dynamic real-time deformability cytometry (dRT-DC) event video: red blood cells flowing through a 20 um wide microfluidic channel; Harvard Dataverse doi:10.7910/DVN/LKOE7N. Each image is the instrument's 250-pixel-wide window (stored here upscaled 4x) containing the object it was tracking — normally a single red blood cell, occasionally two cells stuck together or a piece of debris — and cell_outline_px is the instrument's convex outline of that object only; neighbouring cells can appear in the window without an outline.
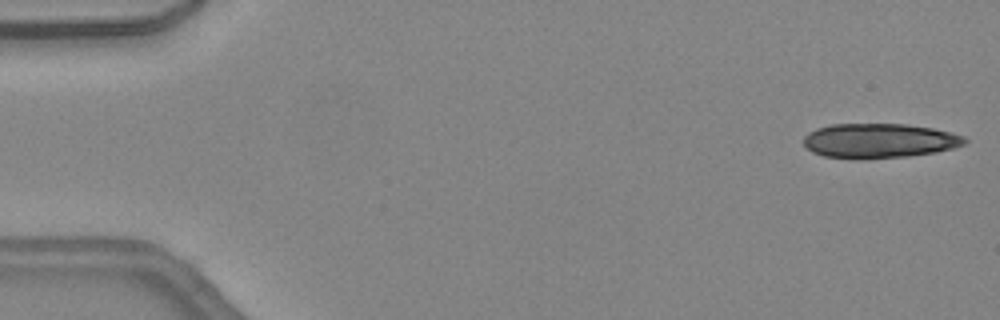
{"species": "common noctule bat (a hibernating species)", "species_latin": "Nyctalus noctula", "temperature_condition": "warm", "stored_images_in_passage": 13, "camera_frame_rate_fps": 3000, "um_per_image_px": 0.085, "animal": {"sex": "female", "body_mass_g": 24.6, "forearm_length_mm": 56.2}, "frame": {"image": 1, "passage_image": 1, "time_ms": 0.0, "image_size_px": [1000, 320], "cell_outline_px": [[968, 140], [964, 144], [952, 148], [936, 152], [908, 156], [868, 160], [824, 156], [812, 152], [804, 144], [804, 136], [808, 132], [816, 128], [832, 124], [904, 124], [932, 128], [952, 132], [964, 136]], "centroid_in_image_um": [74.73, 11.97], "position_along_channel_um": 10.3, "area_um2": 32.71}}